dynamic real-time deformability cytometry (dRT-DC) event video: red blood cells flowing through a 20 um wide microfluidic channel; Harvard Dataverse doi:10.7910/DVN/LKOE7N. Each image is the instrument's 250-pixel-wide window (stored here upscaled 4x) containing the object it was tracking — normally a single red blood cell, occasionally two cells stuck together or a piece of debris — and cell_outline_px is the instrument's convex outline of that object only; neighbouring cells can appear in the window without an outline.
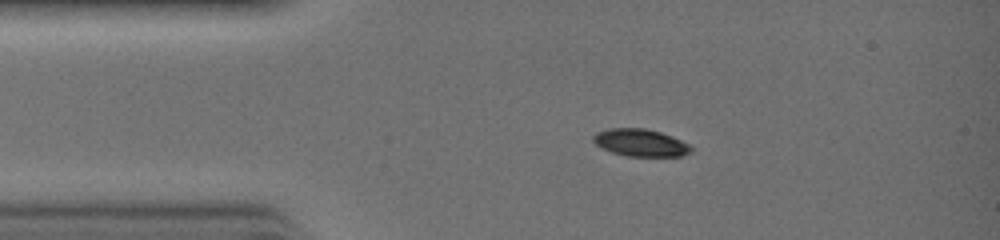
{"species": "common noctule bat (a hibernating species)", "species_latin": "Nyctalus noctula", "temperature_condition": "warm", "stored_images_in_passage": 27, "camera_frame_rate_fps": 3000, "um_per_image_px": 0.085, "animal": {"sex": "female", "body_mass_g": 19.0, "forearm_length_mm": 51.5}, "frame": {"image": 1, "passage_image": 1, "time_ms": 0.0, "image_size_px": [1000, 240], "cell_outline_px": [[692, 148], [688, 152], [680, 156], [628, 156], [612, 152], [596, 144], [592, 140], [592, 136], [596, 132], [608, 128], [648, 128], [672, 136], [688, 144]], "centroid_in_image_um": [54.4, 12.11], "position_along_channel_um": 30.6, "area_um2": 15.43}}
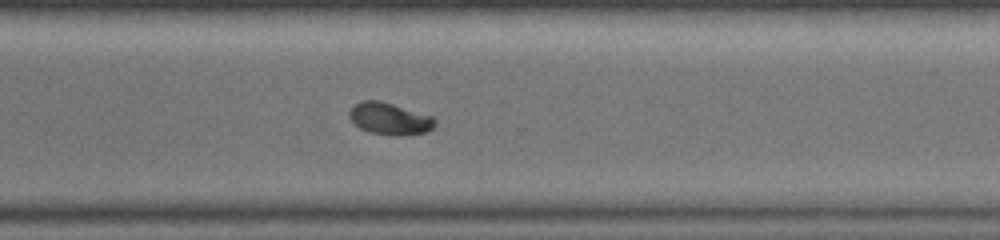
{"frame": {"image": 2, "passage_image": 18, "time_ms": 5.667, "image_size_px": [1000, 240], "cell_outline_px": [[436, 124], [428, 132], [400, 136], [396, 136], [368, 132], [360, 128], [348, 116], [348, 112], [356, 104], [364, 100], [380, 100], [432, 116], [436, 120]], "centroid_in_image_um": [33.14, 10.1], "position_along_channel_um": 337.5, "area_um2": 15.95}}
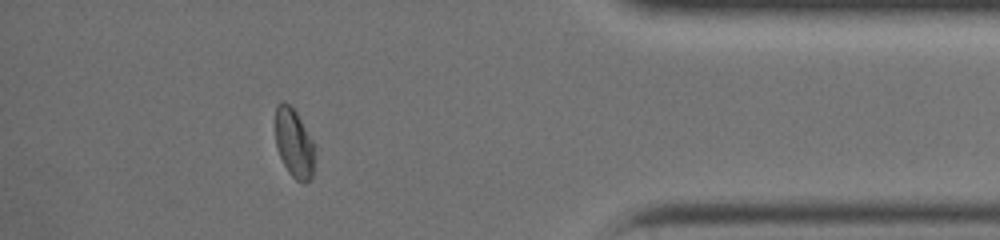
{"frame": {"image": 3, "passage_image": 23, "time_ms": 7.333, "image_size_px": [1000, 240], "cell_outline_px": [[312, 176], [304, 184], [296, 180], [288, 172], [280, 156], [276, 144], [276, 104], [280, 100], [284, 100], [296, 112], [312, 140]], "centroid_in_image_um": [24.95, 12.15], "position_along_channel_um": 410.2, "area_um2": 15.32}}